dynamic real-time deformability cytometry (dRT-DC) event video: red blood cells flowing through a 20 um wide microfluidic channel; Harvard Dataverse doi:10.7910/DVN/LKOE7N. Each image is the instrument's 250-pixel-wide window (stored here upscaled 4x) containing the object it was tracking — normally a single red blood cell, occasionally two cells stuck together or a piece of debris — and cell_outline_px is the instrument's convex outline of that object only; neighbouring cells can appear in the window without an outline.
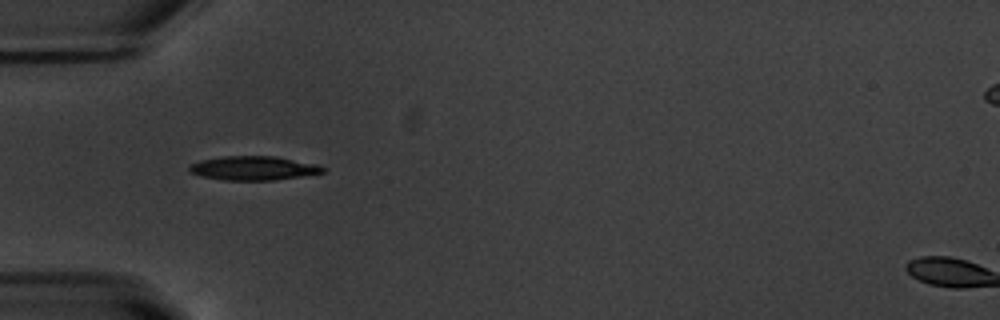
{"species": "common noctule bat (a hibernating species)", "species_latin": "Nyctalus noctula", "temperature_condition": "warm", "stored_images_in_passage": 7, "camera_frame_rate_fps": 3000, "um_per_image_px": 0.085, "animal": {"sex": "male", "body_mass_g": 20.1, "forearm_length_mm": 53.5}, "frame": {"image": 1, "passage_image": 1, "time_ms": 0.0, "image_size_px": [1000, 320], "cell_outline_px": [[328, 168], [324, 172], [304, 176], [276, 180], [224, 180], [200, 176], [188, 172], [188, 168], [192, 164], [200, 160], [224, 156], [276, 156], [320, 164]], "centroid_in_image_um": [21.6, 14.29], "position_along_channel_um": 63.4, "area_um2": 19.02}}
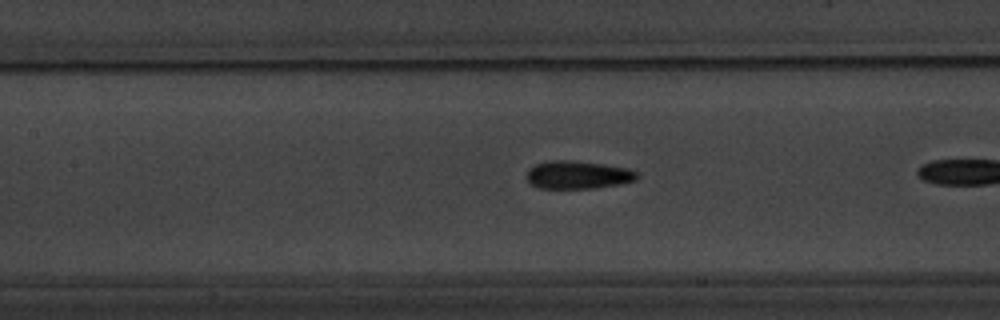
{"frame": {"image": 2, "passage_image": 6, "time_ms": 1.667, "image_size_px": [1000, 320], "cell_outline_px": [[640, 176], [636, 180], [616, 184], [592, 188], [540, 188], [532, 184], [528, 180], [528, 168], [536, 164], [552, 160], [572, 160], [604, 164], [628, 168], [640, 172]], "centroid_in_image_um": [49.16, 14.85], "position_along_channel_um": 158.2, "area_um2": 17.92}}